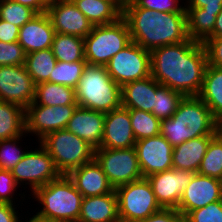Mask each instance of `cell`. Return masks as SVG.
Segmentation results:
<instances>
[{
    "label": "cell",
    "instance_id": "obj_1",
    "mask_svg": "<svg viewBox=\"0 0 222 222\" xmlns=\"http://www.w3.org/2000/svg\"><path fill=\"white\" fill-rule=\"evenodd\" d=\"M150 53L151 76L158 83L184 96L199 95L208 65L203 43L188 39L153 49Z\"/></svg>",
    "mask_w": 222,
    "mask_h": 222
},
{
    "label": "cell",
    "instance_id": "obj_2",
    "mask_svg": "<svg viewBox=\"0 0 222 222\" xmlns=\"http://www.w3.org/2000/svg\"><path fill=\"white\" fill-rule=\"evenodd\" d=\"M131 41L145 50L178 44L189 39L186 12H157L129 0L122 9Z\"/></svg>",
    "mask_w": 222,
    "mask_h": 222
},
{
    "label": "cell",
    "instance_id": "obj_3",
    "mask_svg": "<svg viewBox=\"0 0 222 222\" xmlns=\"http://www.w3.org/2000/svg\"><path fill=\"white\" fill-rule=\"evenodd\" d=\"M217 122L198 96H184L172 117L161 120L160 134L174 147L196 137L215 136Z\"/></svg>",
    "mask_w": 222,
    "mask_h": 222
},
{
    "label": "cell",
    "instance_id": "obj_4",
    "mask_svg": "<svg viewBox=\"0 0 222 222\" xmlns=\"http://www.w3.org/2000/svg\"><path fill=\"white\" fill-rule=\"evenodd\" d=\"M30 196L42 205L36 212L40 217L54 222H78L83 196L68 175L37 188Z\"/></svg>",
    "mask_w": 222,
    "mask_h": 222
},
{
    "label": "cell",
    "instance_id": "obj_5",
    "mask_svg": "<svg viewBox=\"0 0 222 222\" xmlns=\"http://www.w3.org/2000/svg\"><path fill=\"white\" fill-rule=\"evenodd\" d=\"M75 93L78 106L84 108L107 113L121 107V87L105 66L87 64Z\"/></svg>",
    "mask_w": 222,
    "mask_h": 222
},
{
    "label": "cell",
    "instance_id": "obj_6",
    "mask_svg": "<svg viewBox=\"0 0 222 222\" xmlns=\"http://www.w3.org/2000/svg\"><path fill=\"white\" fill-rule=\"evenodd\" d=\"M54 160L61 175L94 160L95 149L66 129L49 132L38 141Z\"/></svg>",
    "mask_w": 222,
    "mask_h": 222
},
{
    "label": "cell",
    "instance_id": "obj_7",
    "mask_svg": "<svg viewBox=\"0 0 222 222\" xmlns=\"http://www.w3.org/2000/svg\"><path fill=\"white\" fill-rule=\"evenodd\" d=\"M131 42L126 21L93 26L84 38L85 60L89 65L105 66L110 59Z\"/></svg>",
    "mask_w": 222,
    "mask_h": 222
},
{
    "label": "cell",
    "instance_id": "obj_8",
    "mask_svg": "<svg viewBox=\"0 0 222 222\" xmlns=\"http://www.w3.org/2000/svg\"><path fill=\"white\" fill-rule=\"evenodd\" d=\"M120 222H137L161 209L146 178L115 189Z\"/></svg>",
    "mask_w": 222,
    "mask_h": 222
},
{
    "label": "cell",
    "instance_id": "obj_9",
    "mask_svg": "<svg viewBox=\"0 0 222 222\" xmlns=\"http://www.w3.org/2000/svg\"><path fill=\"white\" fill-rule=\"evenodd\" d=\"M38 144V148L34 150H28L27 147L26 154L15 167L10 170L19 186L29 184L31 191L29 195L37 188L43 187L50 181L56 180L61 176L52 157L39 142Z\"/></svg>",
    "mask_w": 222,
    "mask_h": 222
},
{
    "label": "cell",
    "instance_id": "obj_10",
    "mask_svg": "<svg viewBox=\"0 0 222 222\" xmlns=\"http://www.w3.org/2000/svg\"><path fill=\"white\" fill-rule=\"evenodd\" d=\"M110 77L120 86L151 76V53L131 41L105 65Z\"/></svg>",
    "mask_w": 222,
    "mask_h": 222
},
{
    "label": "cell",
    "instance_id": "obj_11",
    "mask_svg": "<svg viewBox=\"0 0 222 222\" xmlns=\"http://www.w3.org/2000/svg\"><path fill=\"white\" fill-rule=\"evenodd\" d=\"M94 159L102 167L114 189L143 178L134 147L98 148L95 150Z\"/></svg>",
    "mask_w": 222,
    "mask_h": 222
},
{
    "label": "cell",
    "instance_id": "obj_12",
    "mask_svg": "<svg viewBox=\"0 0 222 222\" xmlns=\"http://www.w3.org/2000/svg\"><path fill=\"white\" fill-rule=\"evenodd\" d=\"M78 105L45 106L34 102L25 109V133L38 141L49 132L65 129Z\"/></svg>",
    "mask_w": 222,
    "mask_h": 222
},
{
    "label": "cell",
    "instance_id": "obj_13",
    "mask_svg": "<svg viewBox=\"0 0 222 222\" xmlns=\"http://www.w3.org/2000/svg\"><path fill=\"white\" fill-rule=\"evenodd\" d=\"M36 85L25 65L0 66V101L24 110L34 102Z\"/></svg>",
    "mask_w": 222,
    "mask_h": 222
},
{
    "label": "cell",
    "instance_id": "obj_14",
    "mask_svg": "<svg viewBox=\"0 0 222 222\" xmlns=\"http://www.w3.org/2000/svg\"><path fill=\"white\" fill-rule=\"evenodd\" d=\"M134 148L143 178L173 169V146L161 134L136 141Z\"/></svg>",
    "mask_w": 222,
    "mask_h": 222
},
{
    "label": "cell",
    "instance_id": "obj_15",
    "mask_svg": "<svg viewBox=\"0 0 222 222\" xmlns=\"http://www.w3.org/2000/svg\"><path fill=\"white\" fill-rule=\"evenodd\" d=\"M195 173L186 170L170 169L151 174L149 181L156 201L161 208L177 209L183 190L190 183Z\"/></svg>",
    "mask_w": 222,
    "mask_h": 222
},
{
    "label": "cell",
    "instance_id": "obj_16",
    "mask_svg": "<svg viewBox=\"0 0 222 222\" xmlns=\"http://www.w3.org/2000/svg\"><path fill=\"white\" fill-rule=\"evenodd\" d=\"M222 200V181L195 173L183 190L177 208L184 216L192 210Z\"/></svg>",
    "mask_w": 222,
    "mask_h": 222
},
{
    "label": "cell",
    "instance_id": "obj_17",
    "mask_svg": "<svg viewBox=\"0 0 222 222\" xmlns=\"http://www.w3.org/2000/svg\"><path fill=\"white\" fill-rule=\"evenodd\" d=\"M46 13L55 33L85 38L92 31L93 24L71 0H59L47 6Z\"/></svg>",
    "mask_w": 222,
    "mask_h": 222
},
{
    "label": "cell",
    "instance_id": "obj_18",
    "mask_svg": "<svg viewBox=\"0 0 222 222\" xmlns=\"http://www.w3.org/2000/svg\"><path fill=\"white\" fill-rule=\"evenodd\" d=\"M136 139L131 127L129 110L120 107L105 113L104 132L100 148L120 149L134 147Z\"/></svg>",
    "mask_w": 222,
    "mask_h": 222
},
{
    "label": "cell",
    "instance_id": "obj_19",
    "mask_svg": "<svg viewBox=\"0 0 222 222\" xmlns=\"http://www.w3.org/2000/svg\"><path fill=\"white\" fill-rule=\"evenodd\" d=\"M104 121V112L77 106L65 129L96 150L102 144Z\"/></svg>",
    "mask_w": 222,
    "mask_h": 222
},
{
    "label": "cell",
    "instance_id": "obj_20",
    "mask_svg": "<svg viewBox=\"0 0 222 222\" xmlns=\"http://www.w3.org/2000/svg\"><path fill=\"white\" fill-rule=\"evenodd\" d=\"M55 30L46 12L35 15L19 31L18 43L25 54L52 47Z\"/></svg>",
    "mask_w": 222,
    "mask_h": 222
},
{
    "label": "cell",
    "instance_id": "obj_21",
    "mask_svg": "<svg viewBox=\"0 0 222 222\" xmlns=\"http://www.w3.org/2000/svg\"><path fill=\"white\" fill-rule=\"evenodd\" d=\"M68 177L83 197L100 196L115 190L95 159L72 170Z\"/></svg>",
    "mask_w": 222,
    "mask_h": 222
},
{
    "label": "cell",
    "instance_id": "obj_22",
    "mask_svg": "<svg viewBox=\"0 0 222 222\" xmlns=\"http://www.w3.org/2000/svg\"><path fill=\"white\" fill-rule=\"evenodd\" d=\"M156 92L157 81L152 76L127 83L121 87V106L152 113Z\"/></svg>",
    "mask_w": 222,
    "mask_h": 222
},
{
    "label": "cell",
    "instance_id": "obj_23",
    "mask_svg": "<svg viewBox=\"0 0 222 222\" xmlns=\"http://www.w3.org/2000/svg\"><path fill=\"white\" fill-rule=\"evenodd\" d=\"M78 222H120L116 191L83 197Z\"/></svg>",
    "mask_w": 222,
    "mask_h": 222
},
{
    "label": "cell",
    "instance_id": "obj_24",
    "mask_svg": "<svg viewBox=\"0 0 222 222\" xmlns=\"http://www.w3.org/2000/svg\"><path fill=\"white\" fill-rule=\"evenodd\" d=\"M214 136L196 137L173 148V168L197 173L207 147Z\"/></svg>",
    "mask_w": 222,
    "mask_h": 222
},
{
    "label": "cell",
    "instance_id": "obj_25",
    "mask_svg": "<svg viewBox=\"0 0 222 222\" xmlns=\"http://www.w3.org/2000/svg\"><path fill=\"white\" fill-rule=\"evenodd\" d=\"M74 5L96 25H107L122 17V9L111 0H71Z\"/></svg>",
    "mask_w": 222,
    "mask_h": 222
},
{
    "label": "cell",
    "instance_id": "obj_26",
    "mask_svg": "<svg viewBox=\"0 0 222 222\" xmlns=\"http://www.w3.org/2000/svg\"><path fill=\"white\" fill-rule=\"evenodd\" d=\"M198 97L217 120L222 118V68L207 65Z\"/></svg>",
    "mask_w": 222,
    "mask_h": 222
},
{
    "label": "cell",
    "instance_id": "obj_27",
    "mask_svg": "<svg viewBox=\"0 0 222 222\" xmlns=\"http://www.w3.org/2000/svg\"><path fill=\"white\" fill-rule=\"evenodd\" d=\"M34 103L45 106L78 105L74 88L51 82L36 85Z\"/></svg>",
    "mask_w": 222,
    "mask_h": 222
},
{
    "label": "cell",
    "instance_id": "obj_28",
    "mask_svg": "<svg viewBox=\"0 0 222 222\" xmlns=\"http://www.w3.org/2000/svg\"><path fill=\"white\" fill-rule=\"evenodd\" d=\"M25 132V110L19 105L0 101V140L11 139Z\"/></svg>",
    "mask_w": 222,
    "mask_h": 222
},
{
    "label": "cell",
    "instance_id": "obj_29",
    "mask_svg": "<svg viewBox=\"0 0 222 222\" xmlns=\"http://www.w3.org/2000/svg\"><path fill=\"white\" fill-rule=\"evenodd\" d=\"M51 49L57 61L66 63L86 61L84 38L55 33Z\"/></svg>",
    "mask_w": 222,
    "mask_h": 222
},
{
    "label": "cell",
    "instance_id": "obj_30",
    "mask_svg": "<svg viewBox=\"0 0 222 222\" xmlns=\"http://www.w3.org/2000/svg\"><path fill=\"white\" fill-rule=\"evenodd\" d=\"M189 39L203 43L212 33L217 16L203 8H185Z\"/></svg>",
    "mask_w": 222,
    "mask_h": 222
},
{
    "label": "cell",
    "instance_id": "obj_31",
    "mask_svg": "<svg viewBox=\"0 0 222 222\" xmlns=\"http://www.w3.org/2000/svg\"><path fill=\"white\" fill-rule=\"evenodd\" d=\"M57 60L51 48L26 54L25 66L35 85L48 82Z\"/></svg>",
    "mask_w": 222,
    "mask_h": 222
},
{
    "label": "cell",
    "instance_id": "obj_32",
    "mask_svg": "<svg viewBox=\"0 0 222 222\" xmlns=\"http://www.w3.org/2000/svg\"><path fill=\"white\" fill-rule=\"evenodd\" d=\"M197 173L222 181V138L218 133L211 139Z\"/></svg>",
    "mask_w": 222,
    "mask_h": 222
},
{
    "label": "cell",
    "instance_id": "obj_33",
    "mask_svg": "<svg viewBox=\"0 0 222 222\" xmlns=\"http://www.w3.org/2000/svg\"><path fill=\"white\" fill-rule=\"evenodd\" d=\"M184 95L176 90L157 82V92L155 97V109L152 114L159 120L169 119L177 111L180 101Z\"/></svg>",
    "mask_w": 222,
    "mask_h": 222
},
{
    "label": "cell",
    "instance_id": "obj_34",
    "mask_svg": "<svg viewBox=\"0 0 222 222\" xmlns=\"http://www.w3.org/2000/svg\"><path fill=\"white\" fill-rule=\"evenodd\" d=\"M136 141L160 134L161 120L150 112L128 109Z\"/></svg>",
    "mask_w": 222,
    "mask_h": 222
},
{
    "label": "cell",
    "instance_id": "obj_35",
    "mask_svg": "<svg viewBox=\"0 0 222 222\" xmlns=\"http://www.w3.org/2000/svg\"><path fill=\"white\" fill-rule=\"evenodd\" d=\"M86 61L61 62L57 61L48 82L65 85L76 89L82 77Z\"/></svg>",
    "mask_w": 222,
    "mask_h": 222
},
{
    "label": "cell",
    "instance_id": "obj_36",
    "mask_svg": "<svg viewBox=\"0 0 222 222\" xmlns=\"http://www.w3.org/2000/svg\"><path fill=\"white\" fill-rule=\"evenodd\" d=\"M25 134L24 132L20 136L0 140V169L10 171L26 154L27 150L25 148L22 149V147L18 145L22 144L21 141L23 140L21 139L23 137L26 138V136H28V134Z\"/></svg>",
    "mask_w": 222,
    "mask_h": 222
},
{
    "label": "cell",
    "instance_id": "obj_37",
    "mask_svg": "<svg viewBox=\"0 0 222 222\" xmlns=\"http://www.w3.org/2000/svg\"><path fill=\"white\" fill-rule=\"evenodd\" d=\"M37 13L24 5L11 0H0V19L22 27L30 21Z\"/></svg>",
    "mask_w": 222,
    "mask_h": 222
},
{
    "label": "cell",
    "instance_id": "obj_38",
    "mask_svg": "<svg viewBox=\"0 0 222 222\" xmlns=\"http://www.w3.org/2000/svg\"><path fill=\"white\" fill-rule=\"evenodd\" d=\"M185 217L187 222H222V200L189 211Z\"/></svg>",
    "mask_w": 222,
    "mask_h": 222
},
{
    "label": "cell",
    "instance_id": "obj_39",
    "mask_svg": "<svg viewBox=\"0 0 222 222\" xmlns=\"http://www.w3.org/2000/svg\"><path fill=\"white\" fill-rule=\"evenodd\" d=\"M26 54L17 42L0 41V66L25 65Z\"/></svg>",
    "mask_w": 222,
    "mask_h": 222
},
{
    "label": "cell",
    "instance_id": "obj_40",
    "mask_svg": "<svg viewBox=\"0 0 222 222\" xmlns=\"http://www.w3.org/2000/svg\"><path fill=\"white\" fill-rule=\"evenodd\" d=\"M138 7L157 12H186L182 0H132Z\"/></svg>",
    "mask_w": 222,
    "mask_h": 222
},
{
    "label": "cell",
    "instance_id": "obj_41",
    "mask_svg": "<svg viewBox=\"0 0 222 222\" xmlns=\"http://www.w3.org/2000/svg\"><path fill=\"white\" fill-rule=\"evenodd\" d=\"M19 187L11 171L0 169V203L15 205L16 203L13 196Z\"/></svg>",
    "mask_w": 222,
    "mask_h": 222
},
{
    "label": "cell",
    "instance_id": "obj_42",
    "mask_svg": "<svg viewBox=\"0 0 222 222\" xmlns=\"http://www.w3.org/2000/svg\"><path fill=\"white\" fill-rule=\"evenodd\" d=\"M208 56V65L222 68V36L208 37L203 42Z\"/></svg>",
    "mask_w": 222,
    "mask_h": 222
},
{
    "label": "cell",
    "instance_id": "obj_43",
    "mask_svg": "<svg viewBox=\"0 0 222 222\" xmlns=\"http://www.w3.org/2000/svg\"><path fill=\"white\" fill-rule=\"evenodd\" d=\"M137 222H187V220L177 209L161 208L159 211Z\"/></svg>",
    "mask_w": 222,
    "mask_h": 222
},
{
    "label": "cell",
    "instance_id": "obj_44",
    "mask_svg": "<svg viewBox=\"0 0 222 222\" xmlns=\"http://www.w3.org/2000/svg\"><path fill=\"white\" fill-rule=\"evenodd\" d=\"M185 8H203L206 12L214 13L216 16L222 10V0H187L182 2Z\"/></svg>",
    "mask_w": 222,
    "mask_h": 222
},
{
    "label": "cell",
    "instance_id": "obj_45",
    "mask_svg": "<svg viewBox=\"0 0 222 222\" xmlns=\"http://www.w3.org/2000/svg\"><path fill=\"white\" fill-rule=\"evenodd\" d=\"M20 27L0 19V41L17 42Z\"/></svg>",
    "mask_w": 222,
    "mask_h": 222
},
{
    "label": "cell",
    "instance_id": "obj_46",
    "mask_svg": "<svg viewBox=\"0 0 222 222\" xmlns=\"http://www.w3.org/2000/svg\"><path fill=\"white\" fill-rule=\"evenodd\" d=\"M15 209L16 205L0 203V222H20L21 214Z\"/></svg>",
    "mask_w": 222,
    "mask_h": 222
},
{
    "label": "cell",
    "instance_id": "obj_47",
    "mask_svg": "<svg viewBox=\"0 0 222 222\" xmlns=\"http://www.w3.org/2000/svg\"><path fill=\"white\" fill-rule=\"evenodd\" d=\"M11 1L27 6L33 9L37 14L44 13L47 10V6L41 0H11Z\"/></svg>",
    "mask_w": 222,
    "mask_h": 222
},
{
    "label": "cell",
    "instance_id": "obj_48",
    "mask_svg": "<svg viewBox=\"0 0 222 222\" xmlns=\"http://www.w3.org/2000/svg\"><path fill=\"white\" fill-rule=\"evenodd\" d=\"M220 36H222V10L217 15L213 33L209 37H220Z\"/></svg>",
    "mask_w": 222,
    "mask_h": 222
},
{
    "label": "cell",
    "instance_id": "obj_49",
    "mask_svg": "<svg viewBox=\"0 0 222 222\" xmlns=\"http://www.w3.org/2000/svg\"><path fill=\"white\" fill-rule=\"evenodd\" d=\"M22 219H20V222ZM26 222H54L52 220H49L47 218H43V217H40L38 214H34L31 218H29V220H25Z\"/></svg>",
    "mask_w": 222,
    "mask_h": 222
},
{
    "label": "cell",
    "instance_id": "obj_50",
    "mask_svg": "<svg viewBox=\"0 0 222 222\" xmlns=\"http://www.w3.org/2000/svg\"><path fill=\"white\" fill-rule=\"evenodd\" d=\"M111 1L115 2L121 9H123L129 0H111Z\"/></svg>",
    "mask_w": 222,
    "mask_h": 222
},
{
    "label": "cell",
    "instance_id": "obj_51",
    "mask_svg": "<svg viewBox=\"0 0 222 222\" xmlns=\"http://www.w3.org/2000/svg\"><path fill=\"white\" fill-rule=\"evenodd\" d=\"M217 133L222 138V118L218 120L217 122Z\"/></svg>",
    "mask_w": 222,
    "mask_h": 222
},
{
    "label": "cell",
    "instance_id": "obj_52",
    "mask_svg": "<svg viewBox=\"0 0 222 222\" xmlns=\"http://www.w3.org/2000/svg\"><path fill=\"white\" fill-rule=\"evenodd\" d=\"M46 6H49L51 4H54L58 2L59 0H41Z\"/></svg>",
    "mask_w": 222,
    "mask_h": 222
}]
</instances>
